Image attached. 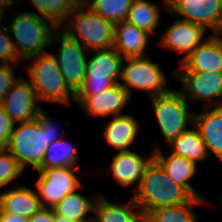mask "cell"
Instances as JSON below:
<instances>
[{"instance_id":"obj_15","label":"cell","mask_w":222,"mask_h":222,"mask_svg":"<svg viewBox=\"0 0 222 222\" xmlns=\"http://www.w3.org/2000/svg\"><path fill=\"white\" fill-rule=\"evenodd\" d=\"M206 30L198 24L177 18V21L172 23L161 35L160 46L171 51L184 53L180 63L188 57L206 38Z\"/></svg>"},{"instance_id":"obj_20","label":"cell","mask_w":222,"mask_h":222,"mask_svg":"<svg viewBox=\"0 0 222 222\" xmlns=\"http://www.w3.org/2000/svg\"><path fill=\"white\" fill-rule=\"evenodd\" d=\"M103 136L108 145L118 152L130 151L140 131L139 122L134 116L124 114L114 116L104 124Z\"/></svg>"},{"instance_id":"obj_21","label":"cell","mask_w":222,"mask_h":222,"mask_svg":"<svg viewBox=\"0 0 222 222\" xmlns=\"http://www.w3.org/2000/svg\"><path fill=\"white\" fill-rule=\"evenodd\" d=\"M154 147V159L160 164L166 174L176 183L183 186L193 197H202L190 183L196 174L197 164L186 158L169 153V156L164 157L159 148Z\"/></svg>"},{"instance_id":"obj_33","label":"cell","mask_w":222,"mask_h":222,"mask_svg":"<svg viewBox=\"0 0 222 222\" xmlns=\"http://www.w3.org/2000/svg\"><path fill=\"white\" fill-rule=\"evenodd\" d=\"M13 64H0V105L11 86L17 81Z\"/></svg>"},{"instance_id":"obj_42","label":"cell","mask_w":222,"mask_h":222,"mask_svg":"<svg viewBox=\"0 0 222 222\" xmlns=\"http://www.w3.org/2000/svg\"><path fill=\"white\" fill-rule=\"evenodd\" d=\"M89 0H80L81 3H87Z\"/></svg>"},{"instance_id":"obj_14","label":"cell","mask_w":222,"mask_h":222,"mask_svg":"<svg viewBox=\"0 0 222 222\" xmlns=\"http://www.w3.org/2000/svg\"><path fill=\"white\" fill-rule=\"evenodd\" d=\"M131 98L119 82L97 95H75V102L93 117H114L124 115L122 110Z\"/></svg>"},{"instance_id":"obj_30","label":"cell","mask_w":222,"mask_h":222,"mask_svg":"<svg viewBox=\"0 0 222 222\" xmlns=\"http://www.w3.org/2000/svg\"><path fill=\"white\" fill-rule=\"evenodd\" d=\"M132 2L133 0H89L86 5L115 24L127 20Z\"/></svg>"},{"instance_id":"obj_12","label":"cell","mask_w":222,"mask_h":222,"mask_svg":"<svg viewBox=\"0 0 222 222\" xmlns=\"http://www.w3.org/2000/svg\"><path fill=\"white\" fill-rule=\"evenodd\" d=\"M165 10L181 20L201 25L212 34H221L220 0H164Z\"/></svg>"},{"instance_id":"obj_26","label":"cell","mask_w":222,"mask_h":222,"mask_svg":"<svg viewBox=\"0 0 222 222\" xmlns=\"http://www.w3.org/2000/svg\"><path fill=\"white\" fill-rule=\"evenodd\" d=\"M160 18V10L157 4L148 0H133L126 21L151 36V34L156 33Z\"/></svg>"},{"instance_id":"obj_5","label":"cell","mask_w":222,"mask_h":222,"mask_svg":"<svg viewBox=\"0 0 222 222\" xmlns=\"http://www.w3.org/2000/svg\"><path fill=\"white\" fill-rule=\"evenodd\" d=\"M32 63L26 67L29 83L39 102L70 104L75 93L65 83L60 68L50 51L27 59Z\"/></svg>"},{"instance_id":"obj_24","label":"cell","mask_w":222,"mask_h":222,"mask_svg":"<svg viewBox=\"0 0 222 222\" xmlns=\"http://www.w3.org/2000/svg\"><path fill=\"white\" fill-rule=\"evenodd\" d=\"M92 222H126L139 209L132 197L127 204L110 202L104 194L96 193Z\"/></svg>"},{"instance_id":"obj_2","label":"cell","mask_w":222,"mask_h":222,"mask_svg":"<svg viewBox=\"0 0 222 222\" xmlns=\"http://www.w3.org/2000/svg\"><path fill=\"white\" fill-rule=\"evenodd\" d=\"M139 209L148 214L156 208L187 203L193 196L174 182L153 159L132 196Z\"/></svg>"},{"instance_id":"obj_13","label":"cell","mask_w":222,"mask_h":222,"mask_svg":"<svg viewBox=\"0 0 222 222\" xmlns=\"http://www.w3.org/2000/svg\"><path fill=\"white\" fill-rule=\"evenodd\" d=\"M29 81L23 77H18L17 81L6 93L1 104L4 111L14 124L31 121L40 113L42 105Z\"/></svg>"},{"instance_id":"obj_10","label":"cell","mask_w":222,"mask_h":222,"mask_svg":"<svg viewBox=\"0 0 222 222\" xmlns=\"http://www.w3.org/2000/svg\"><path fill=\"white\" fill-rule=\"evenodd\" d=\"M179 69L178 72L171 74L182 84L180 91L187 101L201 100L206 102L207 107L210 104L211 107L212 105L222 106V72L188 71L182 64Z\"/></svg>"},{"instance_id":"obj_41","label":"cell","mask_w":222,"mask_h":222,"mask_svg":"<svg viewBox=\"0 0 222 222\" xmlns=\"http://www.w3.org/2000/svg\"><path fill=\"white\" fill-rule=\"evenodd\" d=\"M220 9H221V34H222V0H220Z\"/></svg>"},{"instance_id":"obj_25","label":"cell","mask_w":222,"mask_h":222,"mask_svg":"<svg viewBox=\"0 0 222 222\" xmlns=\"http://www.w3.org/2000/svg\"><path fill=\"white\" fill-rule=\"evenodd\" d=\"M204 198L192 197L187 203L156 208L148 213L149 222H197L195 205H207Z\"/></svg>"},{"instance_id":"obj_29","label":"cell","mask_w":222,"mask_h":222,"mask_svg":"<svg viewBox=\"0 0 222 222\" xmlns=\"http://www.w3.org/2000/svg\"><path fill=\"white\" fill-rule=\"evenodd\" d=\"M38 16L50 20L60 28L81 3L80 0H30Z\"/></svg>"},{"instance_id":"obj_23","label":"cell","mask_w":222,"mask_h":222,"mask_svg":"<svg viewBox=\"0 0 222 222\" xmlns=\"http://www.w3.org/2000/svg\"><path fill=\"white\" fill-rule=\"evenodd\" d=\"M192 126L195 130L186 129L177 138L172 140L168 146L174 155L186 158L197 164V161H205L209 153L199 130L194 124Z\"/></svg>"},{"instance_id":"obj_27","label":"cell","mask_w":222,"mask_h":222,"mask_svg":"<svg viewBox=\"0 0 222 222\" xmlns=\"http://www.w3.org/2000/svg\"><path fill=\"white\" fill-rule=\"evenodd\" d=\"M95 199L89 200L81 195L77 190L73 193L67 194L53 210L55 214L75 220L78 222H92L93 218L87 219L88 213H93V206Z\"/></svg>"},{"instance_id":"obj_11","label":"cell","mask_w":222,"mask_h":222,"mask_svg":"<svg viewBox=\"0 0 222 222\" xmlns=\"http://www.w3.org/2000/svg\"><path fill=\"white\" fill-rule=\"evenodd\" d=\"M75 167L40 169L36 181L41 207H55L67 194L82 188Z\"/></svg>"},{"instance_id":"obj_18","label":"cell","mask_w":222,"mask_h":222,"mask_svg":"<svg viewBox=\"0 0 222 222\" xmlns=\"http://www.w3.org/2000/svg\"><path fill=\"white\" fill-rule=\"evenodd\" d=\"M149 35L126 20L115 23L113 48L123 58L146 56Z\"/></svg>"},{"instance_id":"obj_22","label":"cell","mask_w":222,"mask_h":222,"mask_svg":"<svg viewBox=\"0 0 222 222\" xmlns=\"http://www.w3.org/2000/svg\"><path fill=\"white\" fill-rule=\"evenodd\" d=\"M41 208L39 196L26 185L4 190L0 194V209L3 212L13 213L24 218H30Z\"/></svg>"},{"instance_id":"obj_40","label":"cell","mask_w":222,"mask_h":222,"mask_svg":"<svg viewBox=\"0 0 222 222\" xmlns=\"http://www.w3.org/2000/svg\"><path fill=\"white\" fill-rule=\"evenodd\" d=\"M4 12L6 14V10L3 9L2 7H0V26H3L2 23L4 22L5 20V15H4ZM4 15V16H3ZM4 17V18H3ZM4 19V20H3ZM3 21V22H2Z\"/></svg>"},{"instance_id":"obj_32","label":"cell","mask_w":222,"mask_h":222,"mask_svg":"<svg viewBox=\"0 0 222 222\" xmlns=\"http://www.w3.org/2000/svg\"><path fill=\"white\" fill-rule=\"evenodd\" d=\"M9 29L5 26H0V59L1 64H19L22 60L19 58L14 47Z\"/></svg>"},{"instance_id":"obj_6","label":"cell","mask_w":222,"mask_h":222,"mask_svg":"<svg viewBox=\"0 0 222 222\" xmlns=\"http://www.w3.org/2000/svg\"><path fill=\"white\" fill-rule=\"evenodd\" d=\"M90 52L85 78L75 95H97L120 82L124 58L114 48Z\"/></svg>"},{"instance_id":"obj_37","label":"cell","mask_w":222,"mask_h":222,"mask_svg":"<svg viewBox=\"0 0 222 222\" xmlns=\"http://www.w3.org/2000/svg\"><path fill=\"white\" fill-rule=\"evenodd\" d=\"M148 214L138 209L126 222H147Z\"/></svg>"},{"instance_id":"obj_31","label":"cell","mask_w":222,"mask_h":222,"mask_svg":"<svg viewBox=\"0 0 222 222\" xmlns=\"http://www.w3.org/2000/svg\"><path fill=\"white\" fill-rule=\"evenodd\" d=\"M23 172L18 161L7 150H0V188L13 183Z\"/></svg>"},{"instance_id":"obj_19","label":"cell","mask_w":222,"mask_h":222,"mask_svg":"<svg viewBox=\"0 0 222 222\" xmlns=\"http://www.w3.org/2000/svg\"><path fill=\"white\" fill-rule=\"evenodd\" d=\"M193 124L199 130L208 153L210 151L222 163V106L194 113Z\"/></svg>"},{"instance_id":"obj_4","label":"cell","mask_w":222,"mask_h":222,"mask_svg":"<svg viewBox=\"0 0 222 222\" xmlns=\"http://www.w3.org/2000/svg\"><path fill=\"white\" fill-rule=\"evenodd\" d=\"M15 13L8 26L19 58L24 61L30 57L48 52L46 48L51 45L52 37L59 28L50 20L38 16L37 12ZM48 22L50 25H48ZM12 36L14 37L12 38Z\"/></svg>"},{"instance_id":"obj_9","label":"cell","mask_w":222,"mask_h":222,"mask_svg":"<svg viewBox=\"0 0 222 222\" xmlns=\"http://www.w3.org/2000/svg\"><path fill=\"white\" fill-rule=\"evenodd\" d=\"M53 43H59L58 45H60L57 54H52L56 59L65 83L75 93L85 78L88 57L86 52L89 51L78 41L70 38L60 28L52 37L51 45Z\"/></svg>"},{"instance_id":"obj_17","label":"cell","mask_w":222,"mask_h":222,"mask_svg":"<svg viewBox=\"0 0 222 222\" xmlns=\"http://www.w3.org/2000/svg\"><path fill=\"white\" fill-rule=\"evenodd\" d=\"M181 64L188 71L222 72V34L206 37Z\"/></svg>"},{"instance_id":"obj_38","label":"cell","mask_w":222,"mask_h":222,"mask_svg":"<svg viewBox=\"0 0 222 222\" xmlns=\"http://www.w3.org/2000/svg\"><path fill=\"white\" fill-rule=\"evenodd\" d=\"M18 0H0V7H2L5 10H8L10 6L13 4H16Z\"/></svg>"},{"instance_id":"obj_39","label":"cell","mask_w":222,"mask_h":222,"mask_svg":"<svg viewBox=\"0 0 222 222\" xmlns=\"http://www.w3.org/2000/svg\"><path fill=\"white\" fill-rule=\"evenodd\" d=\"M54 222H78V221L70 220V219H68V218L61 217V216L55 214Z\"/></svg>"},{"instance_id":"obj_3","label":"cell","mask_w":222,"mask_h":222,"mask_svg":"<svg viewBox=\"0 0 222 222\" xmlns=\"http://www.w3.org/2000/svg\"><path fill=\"white\" fill-rule=\"evenodd\" d=\"M114 26L85 3H80L60 29L90 52L113 48Z\"/></svg>"},{"instance_id":"obj_36","label":"cell","mask_w":222,"mask_h":222,"mask_svg":"<svg viewBox=\"0 0 222 222\" xmlns=\"http://www.w3.org/2000/svg\"><path fill=\"white\" fill-rule=\"evenodd\" d=\"M0 222H29V221L28 218H24L13 213L3 212L0 209Z\"/></svg>"},{"instance_id":"obj_34","label":"cell","mask_w":222,"mask_h":222,"mask_svg":"<svg viewBox=\"0 0 222 222\" xmlns=\"http://www.w3.org/2000/svg\"><path fill=\"white\" fill-rule=\"evenodd\" d=\"M15 124L0 105V150L8 148L9 138L14 130Z\"/></svg>"},{"instance_id":"obj_1","label":"cell","mask_w":222,"mask_h":222,"mask_svg":"<svg viewBox=\"0 0 222 222\" xmlns=\"http://www.w3.org/2000/svg\"><path fill=\"white\" fill-rule=\"evenodd\" d=\"M17 125L15 124L10 135L6 150L18 161L23 170L30 165L39 171L42 169L47 146L64 135L57 132V126L42 109L37 118Z\"/></svg>"},{"instance_id":"obj_28","label":"cell","mask_w":222,"mask_h":222,"mask_svg":"<svg viewBox=\"0 0 222 222\" xmlns=\"http://www.w3.org/2000/svg\"><path fill=\"white\" fill-rule=\"evenodd\" d=\"M78 159L76 147L63 137L47 146L42 169L76 167Z\"/></svg>"},{"instance_id":"obj_35","label":"cell","mask_w":222,"mask_h":222,"mask_svg":"<svg viewBox=\"0 0 222 222\" xmlns=\"http://www.w3.org/2000/svg\"><path fill=\"white\" fill-rule=\"evenodd\" d=\"M55 212L53 208L41 207L29 219V222H54Z\"/></svg>"},{"instance_id":"obj_8","label":"cell","mask_w":222,"mask_h":222,"mask_svg":"<svg viewBox=\"0 0 222 222\" xmlns=\"http://www.w3.org/2000/svg\"><path fill=\"white\" fill-rule=\"evenodd\" d=\"M120 79L123 81L120 85L130 97L132 88L145 91L149 98L166 94L171 90L159 64L153 62L148 55L124 58Z\"/></svg>"},{"instance_id":"obj_7","label":"cell","mask_w":222,"mask_h":222,"mask_svg":"<svg viewBox=\"0 0 222 222\" xmlns=\"http://www.w3.org/2000/svg\"><path fill=\"white\" fill-rule=\"evenodd\" d=\"M161 133L168 145L188 126L194 123V111L187 108V100L180 90L171 89L166 94L150 98Z\"/></svg>"},{"instance_id":"obj_16","label":"cell","mask_w":222,"mask_h":222,"mask_svg":"<svg viewBox=\"0 0 222 222\" xmlns=\"http://www.w3.org/2000/svg\"><path fill=\"white\" fill-rule=\"evenodd\" d=\"M154 159V149L148 156H141L136 151L118 152L112 157L110 170L116 183L122 187L136 185V190L145 174L146 168Z\"/></svg>"}]
</instances>
